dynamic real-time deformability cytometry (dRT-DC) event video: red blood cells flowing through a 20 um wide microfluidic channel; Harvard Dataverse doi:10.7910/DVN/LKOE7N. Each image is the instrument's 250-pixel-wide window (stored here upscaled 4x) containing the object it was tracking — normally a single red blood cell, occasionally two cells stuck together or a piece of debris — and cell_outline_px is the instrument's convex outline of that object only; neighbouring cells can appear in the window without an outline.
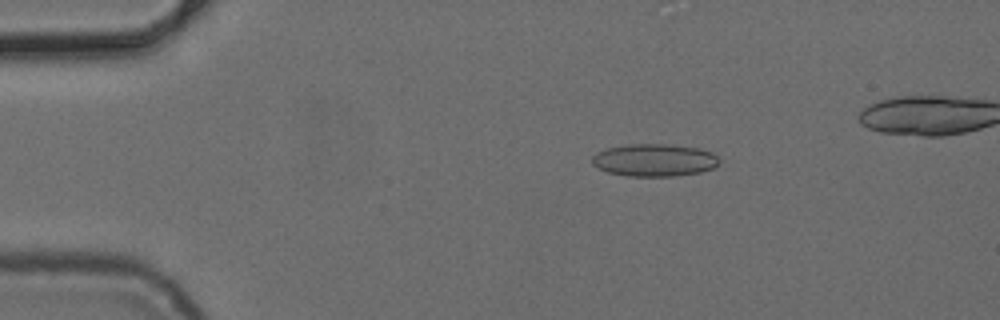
{"species": "common noctule bat (a hibernating species)", "species_latin": "Nyctalus noctula", "temperature_condition": "cold", "stored_images_in_passage": 5, "camera_frame_rate_fps": 3000, "um_per_image_px": 0.085, "animal": {"sex": "female", "body_mass_g": 24.6, "forearm_length_mm": 56.2}, "frame": {"image": 1, "passage_image": 1, "time_ms": 0.0, "image_size_px": [1000, 320], "cell_outline_px": [[720, 160], [712, 168], [700, 172], [676, 176], [628, 176], [608, 172], [596, 168], [592, 164], [592, 156], [596, 152], [608, 148], [628, 144], [672, 144], [700, 148], [712, 152]], "centroid_in_image_um": [55.6, 13.6], "position_along_channel_um": 29.4, "area_um2": 24.22}}
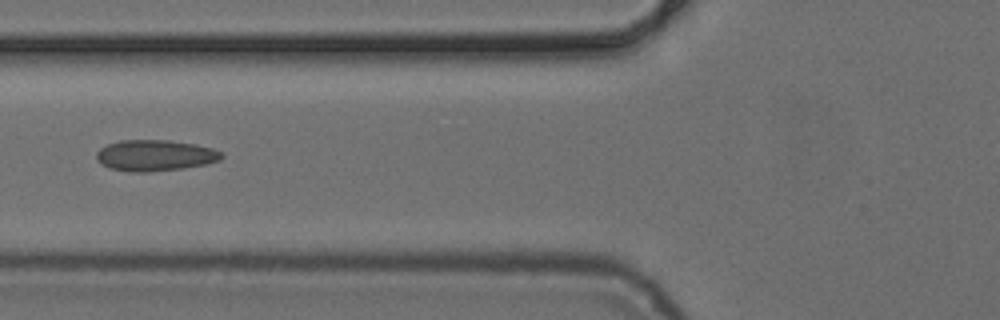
{"frame": {"image": 2, "passage_image": 4, "time_ms": 3.667, "image_size_px": [1000, 320], "cell_outline_px": [[224, 156], [220, 160], [208, 164], [184, 168], [148, 172], [128, 172], [108, 168], [100, 164], [96, 160], [96, 152], [100, 148], [108, 144], [120, 140], [168, 140], [196, 144], [212, 148], [224, 152]], "centroid_in_image_um": [13.18, 13.22], "position_along_channel_um": 112.6, "area_um2": 23.06}}
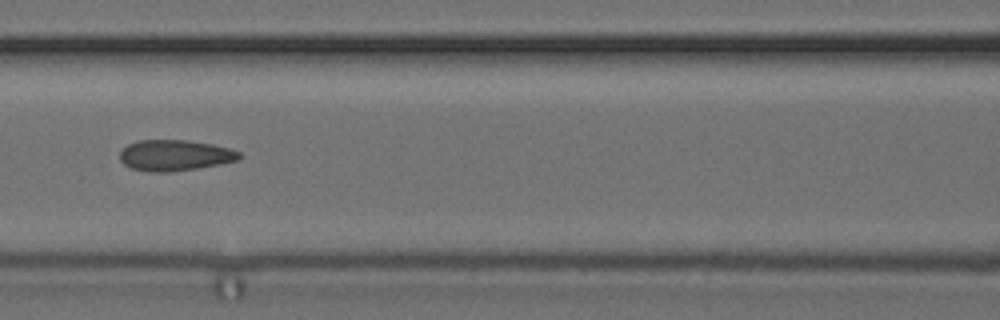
{"frame": {"image": 3, "passage_image": 5, "time_ms": 4.667, "image_size_px": [1000, 320], "cell_outline_px": [[244, 156], [236, 160], [220, 164], [172, 172], [148, 172], [132, 168], [124, 164], [120, 160], [120, 152], [128, 144], [140, 140], [188, 140], [212, 144], [228, 148], [240, 152]], "centroid_in_image_um": [14.86, 13.2], "position_along_channel_um": 151.7, "area_um2": 21.5}}